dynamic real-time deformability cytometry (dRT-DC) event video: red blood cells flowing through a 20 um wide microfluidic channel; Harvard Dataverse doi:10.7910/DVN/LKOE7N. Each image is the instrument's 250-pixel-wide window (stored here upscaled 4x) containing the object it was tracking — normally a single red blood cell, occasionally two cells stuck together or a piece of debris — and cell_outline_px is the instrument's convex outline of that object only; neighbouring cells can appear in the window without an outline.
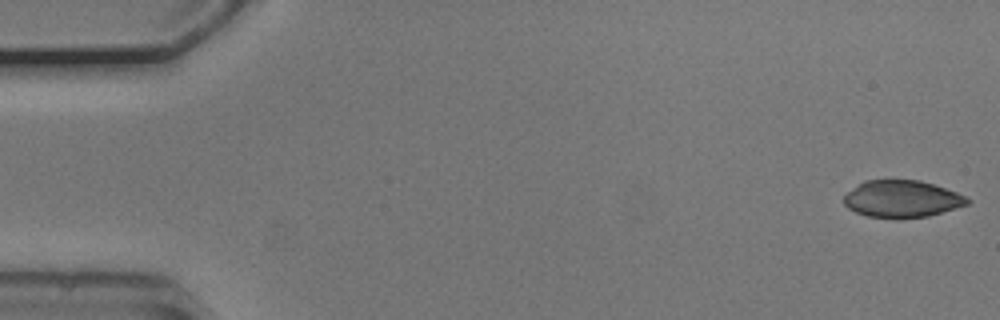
{"species": "common noctule bat (a hibernating species)", "species_latin": "Nyctalus noctula", "temperature_condition": "cold", "stored_images_in_passage": 11, "camera_frame_rate_fps": 3000, "um_per_image_px": 0.085, "animal": {"sex": "male", "body_mass_g": 20.5, "forearm_length_mm": 52.5}, "frame": {"image": 1, "passage_image": 1, "time_ms": 0.0, "image_size_px": [1000, 320], "cell_outline_px": [[972, 200], [968, 204], [928, 216], [896, 220], [868, 216], [856, 212], [848, 208], [844, 204], [844, 196], [848, 192], [864, 180], [920, 180], [956, 192]], "centroid_in_image_um": [76.65, 16.93], "position_along_channel_um": 8.4, "area_um2": 26.7}}